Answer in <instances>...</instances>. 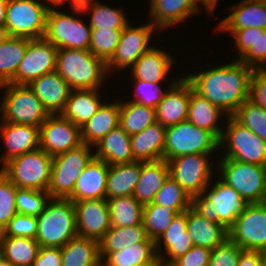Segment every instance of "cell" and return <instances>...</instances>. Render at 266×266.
<instances>
[{"mask_svg":"<svg viewBox=\"0 0 266 266\" xmlns=\"http://www.w3.org/2000/svg\"><path fill=\"white\" fill-rule=\"evenodd\" d=\"M56 7L59 6L49 7L44 38L58 49L89 50L90 25L72 13L57 11Z\"/></svg>","mask_w":266,"mask_h":266,"instance_id":"obj_11","label":"cell"},{"mask_svg":"<svg viewBox=\"0 0 266 266\" xmlns=\"http://www.w3.org/2000/svg\"><path fill=\"white\" fill-rule=\"evenodd\" d=\"M72 11L75 12V15H83L90 11L89 25L91 29L123 30L130 23L123 9L110 7L109 5L102 4L98 0L82 8L71 7L70 12Z\"/></svg>","mask_w":266,"mask_h":266,"instance_id":"obj_38","label":"cell"},{"mask_svg":"<svg viewBox=\"0 0 266 266\" xmlns=\"http://www.w3.org/2000/svg\"><path fill=\"white\" fill-rule=\"evenodd\" d=\"M249 100L266 109V73L254 69L250 79Z\"/></svg>","mask_w":266,"mask_h":266,"instance_id":"obj_53","label":"cell"},{"mask_svg":"<svg viewBox=\"0 0 266 266\" xmlns=\"http://www.w3.org/2000/svg\"><path fill=\"white\" fill-rule=\"evenodd\" d=\"M175 60L171 54L157 47L151 46L130 68L132 79L144 80L152 83H163L167 80Z\"/></svg>","mask_w":266,"mask_h":266,"instance_id":"obj_25","label":"cell"},{"mask_svg":"<svg viewBox=\"0 0 266 266\" xmlns=\"http://www.w3.org/2000/svg\"><path fill=\"white\" fill-rule=\"evenodd\" d=\"M239 247L229 237L211 250L208 266H237L241 251Z\"/></svg>","mask_w":266,"mask_h":266,"instance_id":"obj_51","label":"cell"},{"mask_svg":"<svg viewBox=\"0 0 266 266\" xmlns=\"http://www.w3.org/2000/svg\"><path fill=\"white\" fill-rule=\"evenodd\" d=\"M229 33L234 38V46L242 61L253 69H260L266 62V30L245 28L242 30H217Z\"/></svg>","mask_w":266,"mask_h":266,"instance_id":"obj_23","label":"cell"},{"mask_svg":"<svg viewBox=\"0 0 266 266\" xmlns=\"http://www.w3.org/2000/svg\"><path fill=\"white\" fill-rule=\"evenodd\" d=\"M32 266H62L61 248L40 247Z\"/></svg>","mask_w":266,"mask_h":266,"instance_id":"obj_55","label":"cell"},{"mask_svg":"<svg viewBox=\"0 0 266 266\" xmlns=\"http://www.w3.org/2000/svg\"><path fill=\"white\" fill-rule=\"evenodd\" d=\"M95 158L105 161L108 165L135 162L130 135L120 125L112 129L101 141L95 145Z\"/></svg>","mask_w":266,"mask_h":266,"instance_id":"obj_32","label":"cell"},{"mask_svg":"<svg viewBox=\"0 0 266 266\" xmlns=\"http://www.w3.org/2000/svg\"><path fill=\"white\" fill-rule=\"evenodd\" d=\"M29 40L27 38L10 36L0 45V79L5 84H14V76L24 57Z\"/></svg>","mask_w":266,"mask_h":266,"instance_id":"obj_42","label":"cell"},{"mask_svg":"<svg viewBox=\"0 0 266 266\" xmlns=\"http://www.w3.org/2000/svg\"><path fill=\"white\" fill-rule=\"evenodd\" d=\"M152 203L164 207L172 206L179 213H183L191 207L192 198L171 176H169L164 185L155 194Z\"/></svg>","mask_w":266,"mask_h":266,"instance_id":"obj_45","label":"cell"},{"mask_svg":"<svg viewBox=\"0 0 266 266\" xmlns=\"http://www.w3.org/2000/svg\"><path fill=\"white\" fill-rule=\"evenodd\" d=\"M141 161L109 165L106 184V200L132 196L139 181Z\"/></svg>","mask_w":266,"mask_h":266,"instance_id":"obj_35","label":"cell"},{"mask_svg":"<svg viewBox=\"0 0 266 266\" xmlns=\"http://www.w3.org/2000/svg\"><path fill=\"white\" fill-rule=\"evenodd\" d=\"M108 204L111 226L128 227L142 224L143 205L133 195L109 199Z\"/></svg>","mask_w":266,"mask_h":266,"instance_id":"obj_43","label":"cell"},{"mask_svg":"<svg viewBox=\"0 0 266 266\" xmlns=\"http://www.w3.org/2000/svg\"><path fill=\"white\" fill-rule=\"evenodd\" d=\"M4 236L30 237L36 239L37 220L35 216L17 213L1 232Z\"/></svg>","mask_w":266,"mask_h":266,"instance_id":"obj_52","label":"cell"},{"mask_svg":"<svg viewBox=\"0 0 266 266\" xmlns=\"http://www.w3.org/2000/svg\"><path fill=\"white\" fill-rule=\"evenodd\" d=\"M229 12L231 13L227 17L218 22L217 30H242L245 28L266 30V6L260 0H241L233 5Z\"/></svg>","mask_w":266,"mask_h":266,"instance_id":"obj_26","label":"cell"},{"mask_svg":"<svg viewBox=\"0 0 266 266\" xmlns=\"http://www.w3.org/2000/svg\"><path fill=\"white\" fill-rule=\"evenodd\" d=\"M220 179L249 204L266 202V166L222 158L216 164Z\"/></svg>","mask_w":266,"mask_h":266,"instance_id":"obj_5","label":"cell"},{"mask_svg":"<svg viewBox=\"0 0 266 266\" xmlns=\"http://www.w3.org/2000/svg\"><path fill=\"white\" fill-rule=\"evenodd\" d=\"M212 153L182 155L167 161L170 176L192 198L202 194L203 190L213 181L214 166L210 162ZM212 167V168H211Z\"/></svg>","mask_w":266,"mask_h":266,"instance_id":"obj_13","label":"cell"},{"mask_svg":"<svg viewBox=\"0 0 266 266\" xmlns=\"http://www.w3.org/2000/svg\"><path fill=\"white\" fill-rule=\"evenodd\" d=\"M219 139L206 129L199 128L188 120L166 128L164 160L182 155L216 153Z\"/></svg>","mask_w":266,"mask_h":266,"instance_id":"obj_10","label":"cell"},{"mask_svg":"<svg viewBox=\"0 0 266 266\" xmlns=\"http://www.w3.org/2000/svg\"><path fill=\"white\" fill-rule=\"evenodd\" d=\"M120 100L119 125L128 135L139 133L157 122L155 108H150L134 101L128 100L126 102L121 100L120 102Z\"/></svg>","mask_w":266,"mask_h":266,"instance_id":"obj_41","label":"cell"},{"mask_svg":"<svg viewBox=\"0 0 266 266\" xmlns=\"http://www.w3.org/2000/svg\"><path fill=\"white\" fill-rule=\"evenodd\" d=\"M263 5L266 6V0H260Z\"/></svg>","mask_w":266,"mask_h":266,"instance_id":"obj_68","label":"cell"},{"mask_svg":"<svg viewBox=\"0 0 266 266\" xmlns=\"http://www.w3.org/2000/svg\"><path fill=\"white\" fill-rule=\"evenodd\" d=\"M39 248L34 238L4 236L0 232V256L15 266H32Z\"/></svg>","mask_w":266,"mask_h":266,"instance_id":"obj_39","label":"cell"},{"mask_svg":"<svg viewBox=\"0 0 266 266\" xmlns=\"http://www.w3.org/2000/svg\"><path fill=\"white\" fill-rule=\"evenodd\" d=\"M149 6L150 22L158 31L196 14L194 0H150Z\"/></svg>","mask_w":266,"mask_h":266,"instance_id":"obj_30","label":"cell"},{"mask_svg":"<svg viewBox=\"0 0 266 266\" xmlns=\"http://www.w3.org/2000/svg\"><path fill=\"white\" fill-rule=\"evenodd\" d=\"M166 128L158 121L130 136L135 161L153 162L164 159Z\"/></svg>","mask_w":266,"mask_h":266,"instance_id":"obj_27","label":"cell"},{"mask_svg":"<svg viewBox=\"0 0 266 266\" xmlns=\"http://www.w3.org/2000/svg\"><path fill=\"white\" fill-rule=\"evenodd\" d=\"M215 183V184H214ZM209 184L202 194L192 197L191 207L209 221L229 229L249 203L220 178Z\"/></svg>","mask_w":266,"mask_h":266,"instance_id":"obj_4","label":"cell"},{"mask_svg":"<svg viewBox=\"0 0 266 266\" xmlns=\"http://www.w3.org/2000/svg\"><path fill=\"white\" fill-rule=\"evenodd\" d=\"M44 1L8 0L5 27L9 35L27 39L43 38L50 7Z\"/></svg>","mask_w":266,"mask_h":266,"instance_id":"obj_12","label":"cell"},{"mask_svg":"<svg viewBox=\"0 0 266 266\" xmlns=\"http://www.w3.org/2000/svg\"><path fill=\"white\" fill-rule=\"evenodd\" d=\"M95 147L81 144L79 147L53 156L51 180L47 190L50 198H68L73 193L77 178L93 160Z\"/></svg>","mask_w":266,"mask_h":266,"instance_id":"obj_9","label":"cell"},{"mask_svg":"<svg viewBox=\"0 0 266 266\" xmlns=\"http://www.w3.org/2000/svg\"><path fill=\"white\" fill-rule=\"evenodd\" d=\"M119 123V101L103 102L89 121L80 127L82 143L94 147Z\"/></svg>","mask_w":266,"mask_h":266,"instance_id":"obj_28","label":"cell"},{"mask_svg":"<svg viewBox=\"0 0 266 266\" xmlns=\"http://www.w3.org/2000/svg\"><path fill=\"white\" fill-rule=\"evenodd\" d=\"M96 0H73V7L82 8L83 6L93 3Z\"/></svg>","mask_w":266,"mask_h":266,"instance_id":"obj_61","label":"cell"},{"mask_svg":"<svg viewBox=\"0 0 266 266\" xmlns=\"http://www.w3.org/2000/svg\"><path fill=\"white\" fill-rule=\"evenodd\" d=\"M211 249L201 246H193L184 256L176 259L175 266H208Z\"/></svg>","mask_w":266,"mask_h":266,"instance_id":"obj_54","label":"cell"},{"mask_svg":"<svg viewBox=\"0 0 266 266\" xmlns=\"http://www.w3.org/2000/svg\"><path fill=\"white\" fill-rule=\"evenodd\" d=\"M262 260H263L264 266H266V251L262 252Z\"/></svg>","mask_w":266,"mask_h":266,"instance_id":"obj_64","label":"cell"},{"mask_svg":"<svg viewBox=\"0 0 266 266\" xmlns=\"http://www.w3.org/2000/svg\"><path fill=\"white\" fill-rule=\"evenodd\" d=\"M237 266H264L262 252L243 249Z\"/></svg>","mask_w":266,"mask_h":266,"instance_id":"obj_56","label":"cell"},{"mask_svg":"<svg viewBox=\"0 0 266 266\" xmlns=\"http://www.w3.org/2000/svg\"><path fill=\"white\" fill-rule=\"evenodd\" d=\"M0 103V122L40 128L50 115L28 85L6 83Z\"/></svg>","mask_w":266,"mask_h":266,"instance_id":"obj_7","label":"cell"},{"mask_svg":"<svg viewBox=\"0 0 266 266\" xmlns=\"http://www.w3.org/2000/svg\"><path fill=\"white\" fill-rule=\"evenodd\" d=\"M141 242H154L148 238L143 223L128 227L111 226L99 241L100 258L103 261L111 252Z\"/></svg>","mask_w":266,"mask_h":266,"instance_id":"obj_37","label":"cell"},{"mask_svg":"<svg viewBox=\"0 0 266 266\" xmlns=\"http://www.w3.org/2000/svg\"><path fill=\"white\" fill-rule=\"evenodd\" d=\"M261 71H263L264 73H266V62L264 63V65L260 68Z\"/></svg>","mask_w":266,"mask_h":266,"instance_id":"obj_66","label":"cell"},{"mask_svg":"<svg viewBox=\"0 0 266 266\" xmlns=\"http://www.w3.org/2000/svg\"><path fill=\"white\" fill-rule=\"evenodd\" d=\"M170 176L166 160L153 162L141 161L139 181L135 186L133 196L143 206L152 203L155 194Z\"/></svg>","mask_w":266,"mask_h":266,"instance_id":"obj_31","label":"cell"},{"mask_svg":"<svg viewBox=\"0 0 266 266\" xmlns=\"http://www.w3.org/2000/svg\"><path fill=\"white\" fill-rule=\"evenodd\" d=\"M53 157L40 147L13 158L0 167L17 188L47 191L51 180Z\"/></svg>","mask_w":266,"mask_h":266,"instance_id":"obj_6","label":"cell"},{"mask_svg":"<svg viewBox=\"0 0 266 266\" xmlns=\"http://www.w3.org/2000/svg\"><path fill=\"white\" fill-rule=\"evenodd\" d=\"M49 199L47 191L17 188L16 211L19 214L37 217L42 213Z\"/></svg>","mask_w":266,"mask_h":266,"instance_id":"obj_48","label":"cell"},{"mask_svg":"<svg viewBox=\"0 0 266 266\" xmlns=\"http://www.w3.org/2000/svg\"><path fill=\"white\" fill-rule=\"evenodd\" d=\"M0 266H15V265H13L10 261L0 256Z\"/></svg>","mask_w":266,"mask_h":266,"instance_id":"obj_62","label":"cell"},{"mask_svg":"<svg viewBox=\"0 0 266 266\" xmlns=\"http://www.w3.org/2000/svg\"><path fill=\"white\" fill-rule=\"evenodd\" d=\"M176 79L174 78L170 81L171 83L168 85L167 90H162L161 84L163 83H152L139 79H131L135 85V90L133 92V96L135 97L133 100L130 99L129 101H134L150 108H156L157 105L162 101V98L168 89L173 86L180 79V77Z\"/></svg>","mask_w":266,"mask_h":266,"instance_id":"obj_49","label":"cell"},{"mask_svg":"<svg viewBox=\"0 0 266 266\" xmlns=\"http://www.w3.org/2000/svg\"><path fill=\"white\" fill-rule=\"evenodd\" d=\"M155 242H141L111 252L102 266H144L157 260Z\"/></svg>","mask_w":266,"mask_h":266,"instance_id":"obj_40","label":"cell"},{"mask_svg":"<svg viewBox=\"0 0 266 266\" xmlns=\"http://www.w3.org/2000/svg\"><path fill=\"white\" fill-rule=\"evenodd\" d=\"M228 230L242 249L266 251V202L249 204Z\"/></svg>","mask_w":266,"mask_h":266,"instance_id":"obj_14","label":"cell"},{"mask_svg":"<svg viewBox=\"0 0 266 266\" xmlns=\"http://www.w3.org/2000/svg\"><path fill=\"white\" fill-rule=\"evenodd\" d=\"M190 95L191 84L181 76L155 108L157 121L167 128L187 120Z\"/></svg>","mask_w":266,"mask_h":266,"instance_id":"obj_20","label":"cell"},{"mask_svg":"<svg viewBox=\"0 0 266 266\" xmlns=\"http://www.w3.org/2000/svg\"><path fill=\"white\" fill-rule=\"evenodd\" d=\"M186 222L194 246L212 250L229 237V230L224 225L209 221L192 207L186 210Z\"/></svg>","mask_w":266,"mask_h":266,"instance_id":"obj_29","label":"cell"},{"mask_svg":"<svg viewBox=\"0 0 266 266\" xmlns=\"http://www.w3.org/2000/svg\"><path fill=\"white\" fill-rule=\"evenodd\" d=\"M179 212L172 206L149 203L143 206L142 223L148 238L154 242L163 235Z\"/></svg>","mask_w":266,"mask_h":266,"instance_id":"obj_44","label":"cell"},{"mask_svg":"<svg viewBox=\"0 0 266 266\" xmlns=\"http://www.w3.org/2000/svg\"><path fill=\"white\" fill-rule=\"evenodd\" d=\"M62 266H102L99 241L75 237L61 247Z\"/></svg>","mask_w":266,"mask_h":266,"instance_id":"obj_36","label":"cell"},{"mask_svg":"<svg viewBox=\"0 0 266 266\" xmlns=\"http://www.w3.org/2000/svg\"><path fill=\"white\" fill-rule=\"evenodd\" d=\"M5 83L0 79V90H2V88H4Z\"/></svg>","mask_w":266,"mask_h":266,"instance_id":"obj_67","label":"cell"},{"mask_svg":"<svg viewBox=\"0 0 266 266\" xmlns=\"http://www.w3.org/2000/svg\"><path fill=\"white\" fill-rule=\"evenodd\" d=\"M253 68L235 57L230 63L196 71L184 78L192 85L193 90L207 98L228 116L249 99L250 79Z\"/></svg>","mask_w":266,"mask_h":266,"instance_id":"obj_1","label":"cell"},{"mask_svg":"<svg viewBox=\"0 0 266 266\" xmlns=\"http://www.w3.org/2000/svg\"><path fill=\"white\" fill-rule=\"evenodd\" d=\"M226 128L219 139L222 158H231L243 163L266 166V141L240 124L232 116L226 119Z\"/></svg>","mask_w":266,"mask_h":266,"instance_id":"obj_8","label":"cell"},{"mask_svg":"<svg viewBox=\"0 0 266 266\" xmlns=\"http://www.w3.org/2000/svg\"><path fill=\"white\" fill-rule=\"evenodd\" d=\"M220 117H228L220 108L212 104L207 98L199 95L193 90L191 85V95L189 100V110L187 120L199 128H203L213 133L220 139L223 128L219 125Z\"/></svg>","mask_w":266,"mask_h":266,"instance_id":"obj_33","label":"cell"},{"mask_svg":"<svg viewBox=\"0 0 266 266\" xmlns=\"http://www.w3.org/2000/svg\"><path fill=\"white\" fill-rule=\"evenodd\" d=\"M193 246L187 233L186 211L175 216L167 230L155 241L157 258L170 263L184 256Z\"/></svg>","mask_w":266,"mask_h":266,"instance_id":"obj_21","label":"cell"},{"mask_svg":"<svg viewBox=\"0 0 266 266\" xmlns=\"http://www.w3.org/2000/svg\"><path fill=\"white\" fill-rule=\"evenodd\" d=\"M108 169L105 161L94 157L77 178L73 193L68 198L73 202L106 199Z\"/></svg>","mask_w":266,"mask_h":266,"instance_id":"obj_24","label":"cell"},{"mask_svg":"<svg viewBox=\"0 0 266 266\" xmlns=\"http://www.w3.org/2000/svg\"><path fill=\"white\" fill-rule=\"evenodd\" d=\"M77 235L100 241L111 227L108 200L74 202Z\"/></svg>","mask_w":266,"mask_h":266,"instance_id":"obj_18","label":"cell"},{"mask_svg":"<svg viewBox=\"0 0 266 266\" xmlns=\"http://www.w3.org/2000/svg\"><path fill=\"white\" fill-rule=\"evenodd\" d=\"M144 266H158V259L154 263L147 264V265H144Z\"/></svg>","mask_w":266,"mask_h":266,"instance_id":"obj_65","label":"cell"},{"mask_svg":"<svg viewBox=\"0 0 266 266\" xmlns=\"http://www.w3.org/2000/svg\"><path fill=\"white\" fill-rule=\"evenodd\" d=\"M217 3H218V0H194V7L196 10V14L200 11V8H201L200 6H202L203 8L205 7L207 14L211 13L213 15L214 10L217 7Z\"/></svg>","mask_w":266,"mask_h":266,"instance_id":"obj_57","label":"cell"},{"mask_svg":"<svg viewBox=\"0 0 266 266\" xmlns=\"http://www.w3.org/2000/svg\"><path fill=\"white\" fill-rule=\"evenodd\" d=\"M16 190L17 187L0 171V232L17 214Z\"/></svg>","mask_w":266,"mask_h":266,"instance_id":"obj_50","label":"cell"},{"mask_svg":"<svg viewBox=\"0 0 266 266\" xmlns=\"http://www.w3.org/2000/svg\"><path fill=\"white\" fill-rule=\"evenodd\" d=\"M81 144L80 127L62 114H50L40 126V148L52 157Z\"/></svg>","mask_w":266,"mask_h":266,"instance_id":"obj_17","label":"cell"},{"mask_svg":"<svg viewBox=\"0 0 266 266\" xmlns=\"http://www.w3.org/2000/svg\"><path fill=\"white\" fill-rule=\"evenodd\" d=\"M99 92V89L72 90L61 114L81 127L89 121L104 102Z\"/></svg>","mask_w":266,"mask_h":266,"instance_id":"obj_34","label":"cell"},{"mask_svg":"<svg viewBox=\"0 0 266 266\" xmlns=\"http://www.w3.org/2000/svg\"><path fill=\"white\" fill-rule=\"evenodd\" d=\"M10 37L6 27H0V45H2Z\"/></svg>","mask_w":266,"mask_h":266,"instance_id":"obj_60","label":"cell"},{"mask_svg":"<svg viewBox=\"0 0 266 266\" xmlns=\"http://www.w3.org/2000/svg\"><path fill=\"white\" fill-rule=\"evenodd\" d=\"M232 117L266 141V109L248 99Z\"/></svg>","mask_w":266,"mask_h":266,"instance_id":"obj_46","label":"cell"},{"mask_svg":"<svg viewBox=\"0 0 266 266\" xmlns=\"http://www.w3.org/2000/svg\"><path fill=\"white\" fill-rule=\"evenodd\" d=\"M28 86L49 114H61L72 91L70 85L56 71L34 79Z\"/></svg>","mask_w":266,"mask_h":266,"instance_id":"obj_22","label":"cell"},{"mask_svg":"<svg viewBox=\"0 0 266 266\" xmlns=\"http://www.w3.org/2000/svg\"><path fill=\"white\" fill-rule=\"evenodd\" d=\"M8 0H0V27H5Z\"/></svg>","mask_w":266,"mask_h":266,"instance_id":"obj_58","label":"cell"},{"mask_svg":"<svg viewBox=\"0 0 266 266\" xmlns=\"http://www.w3.org/2000/svg\"><path fill=\"white\" fill-rule=\"evenodd\" d=\"M158 266H175V264L158 259Z\"/></svg>","mask_w":266,"mask_h":266,"instance_id":"obj_63","label":"cell"},{"mask_svg":"<svg viewBox=\"0 0 266 266\" xmlns=\"http://www.w3.org/2000/svg\"><path fill=\"white\" fill-rule=\"evenodd\" d=\"M149 22V23H148ZM157 29L147 21L145 25L138 27L130 23L122 30L116 51L106 63L107 72L114 70H127L145 53L151 46L150 40Z\"/></svg>","mask_w":266,"mask_h":266,"instance_id":"obj_15","label":"cell"},{"mask_svg":"<svg viewBox=\"0 0 266 266\" xmlns=\"http://www.w3.org/2000/svg\"><path fill=\"white\" fill-rule=\"evenodd\" d=\"M57 47L44 37L30 39L16 75L14 84L28 85L34 79L56 69Z\"/></svg>","mask_w":266,"mask_h":266,"instance_id":"obj_16","label":"cell"},{"mask_svg":"<svg viewBox=\"0 0 266 266\" xmlns=\"http://www.w3.org/2000/svg\"><path fill=\"white\" fill-rule=\"evenodd\" d=\"M36 220L35 240L40 247L61 248L78 236L74 202L69 198H50Z\"/></svg>","mask_w":266,"mask_h":266,"instance_id":"obj_3","label":"cell"},{"mask_svg":"<svg viewBox=\"0 0 266 266\" xmlns=\"http://www.w3.org/2000/svg\"><path fill=\"white\" fill-rule=\"evenodd\" d=\"M55 71L72 90L100 89L108 74L101 58L77 49H57Z\"/></svg>","mask_w":266,"mask_h":266,"instance_id":"obj_2","label":"cell"},{"mask_svg":"<svg viewBox=\"0 0 266 266\" xmlns=\"http://www.w3.org/2000/svg\"><path fill=\"white\" fill-rule=\"evenodd\" d=\"M0 138L6 148L0 157V163L4 165L13 158L40 147V128L34 125L0 122Z\"/></svg>","mask_w":266,"mask_h":266,"instance_id":"obj_19","label":"cell"},{"mask_svg":"<svg viewBox=\"0 0 266 266\" xmlns=\"http://www.w3.org/2000/svg\"><path fill=\"white\" fill-rule=\"evenodd\" d=\"M122 30L91 29L89 51L107 63L114 55Z\"/></svg>","mask_w":266,"mask_h":266,"instance_id":"obj_47","label":"cell"},{"mask_svg":"<svg viewBox=\"0 0 266 266\" xmlns=\"http://www.w3.org/2000/svg\"><path fill=\"white\" fill-rule=\"evenodd\" d=\"M50 6H63L66 2H70V7H73V0H45ZM72 3V4H71Z\"/></svg>","mask_w":266,"mask_h":266,"instance_id":"obj_59","label":"cell"}]
</instances>
